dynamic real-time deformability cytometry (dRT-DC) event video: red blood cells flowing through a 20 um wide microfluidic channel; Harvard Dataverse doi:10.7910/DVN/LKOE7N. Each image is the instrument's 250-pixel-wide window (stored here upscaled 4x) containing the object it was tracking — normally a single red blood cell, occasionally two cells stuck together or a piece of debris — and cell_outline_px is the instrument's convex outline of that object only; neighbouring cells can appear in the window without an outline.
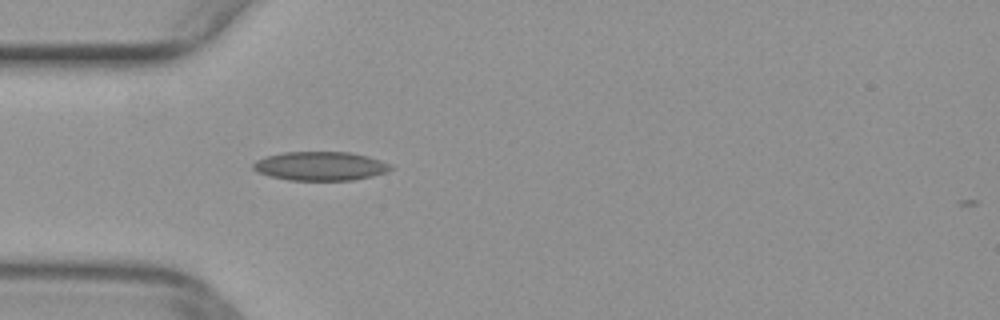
{"species": "common noctule bat (a hibernating species)", "species_latin": "Nyctalus noctula", "temperature_condition": "warm", "stored_images_in_passage": 27, "camera_frame_rate_fps": 3000, "um_per_image_px": 0.085, "animal": {"sex": "female", "body_mass_g": 29.2, "forearm_length_mm": 56.3}, "frame": {"image": 1, "passage_image": 1, "time_ms": 0.0, "image_size_px": [1000, 320], "cell_outline_px": [[396, 168], [388, 172], [372, 176], [352, 180], [288, 180], [268, 176], [256, 172], [252, 168], [252, 164], [256, 160], [268, 156], [284, 152], [352, 152], [368, 156], [392, 164]], "centroid_in_image_um": [27.26, 14.12], "position_along_channel_um": 57.7, "area_um2": 23.41}}
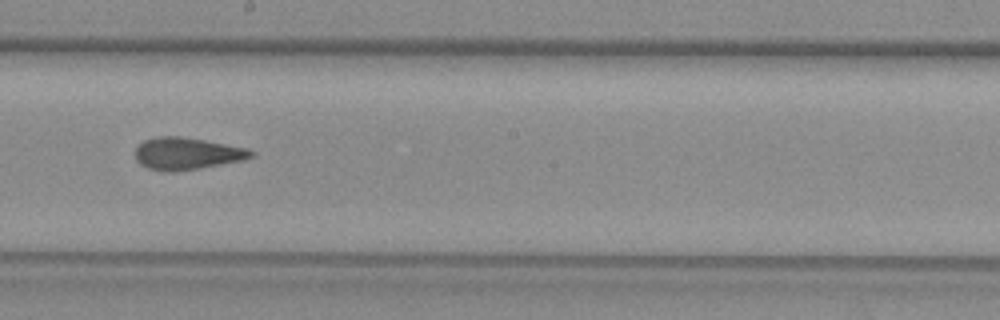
{"frame": {"image": 2, "passage_image": 14, "time_ms": 4.333, "image_size_px": [1000, 320], "cell_outline_px": [[256, 156], [244, 160], [200, 168], [172, 172], [164, 172], [148, 168], [140, 164], [136, 160], [136, 148], [144, 140], [160, 136], [180, 136], [204, 140], [248, 148], [256, 152]], "centroid_in_image_um": [15.92, 13.06], "position_along_channel_um": 232.3, "area_um2": 21.79}}
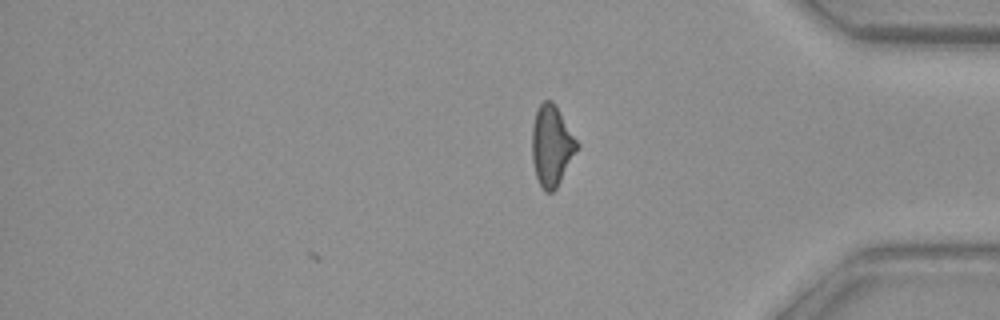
{"frame": {"image": 3, "passage_image": 27, "time_ms": 8.667, "image_size_px": [1000, 320], "cell_outline_px": [[580, 144], [556, 188], [552, 192], [544, 192], [536, 176], [532, 160], [532, 124], [536, 112], [540, 104], [544, 100], [552, 100], [556, 104]], "centroid_in_image_um": [46.89, 12.35], "position_along_channel_um": 388.3, "area_um2": 21.15}}